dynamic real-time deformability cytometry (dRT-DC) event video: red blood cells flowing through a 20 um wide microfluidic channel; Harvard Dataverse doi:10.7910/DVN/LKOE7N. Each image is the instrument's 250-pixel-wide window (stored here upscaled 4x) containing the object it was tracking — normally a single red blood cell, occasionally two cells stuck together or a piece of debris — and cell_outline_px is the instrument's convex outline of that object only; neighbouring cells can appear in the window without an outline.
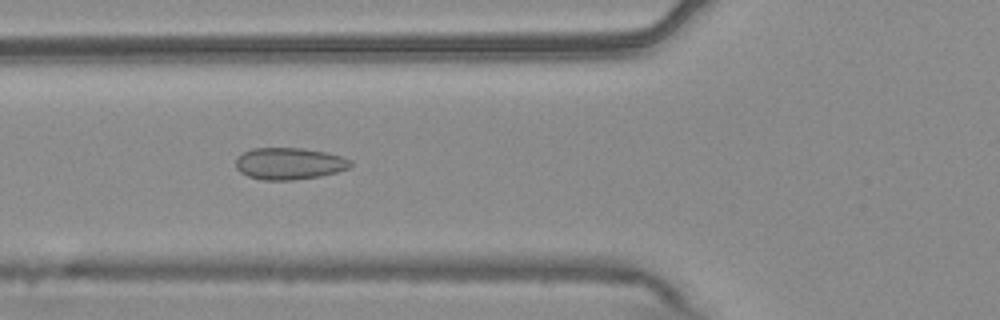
{"species": "common noctule bat (a hibernating species)", "species_latin": "Nyctalus noctula", "temperature_condition": "warm", "stored_images_in_passage": 54, "camera_frame_rate_fps": 3000, "um_per_image_px": 0.085, "animal": {"sex": "male", "body_mass_g": 20.4}, "frame": {"image": 1, "passage_image": 20, "time_ms": 6.333, "image_size_px": [1000, 320], "cell_outline_px": [[352, 164], [348, 168], [336, 172], [320, 176], [292, 180], [264, 180], [248, 176], [240, 172], [236, 168], [236, 160], [244, 152], [252, 148], [300, 148], [328, 152], [352, 160]], "centroid_in_image_um": [24.6, 13.9], "position_along_channel_um": 101.2, "area_um2": 21.21}}
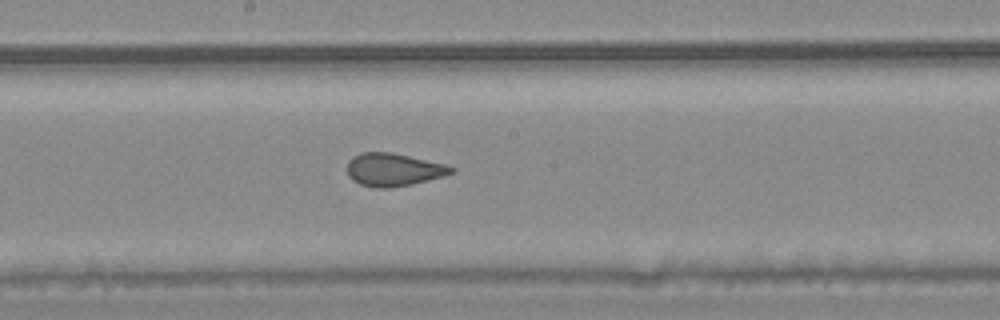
{"frame": {"image": 2, "passage_image": 29, "time_ms": 9.333, "image_size_px": [1000, 320], "cell_outline_px": [[456, 168], [452, 172], [444, 176], [412, 184], [388, 188], [376, 188], [360, 184], [352, 180], [348, 176], [348, 160], [352, 156], [360, 152], [392, 152], [444, 164]], "centroid_in_image_um": [33.41, 14.42], "position_along_channel_um": 214.8, "area_um2": 19.94}}
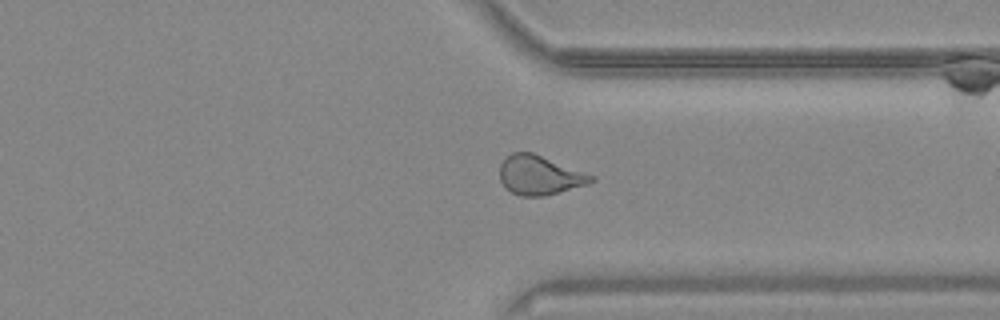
{"frame": {"image": 3, "passage_image": 41, "time_ms": 13.333, "image_size_px": [1000, 320], "cell_outline_px": [[596, 180], [588, 184], [544, 196], [520, 196], [504, 188], [500, 180], [500, 164], [512, 152], [532, 152], [596, 176]], "centroid_in_image_um": [45.87, 14.9], "position_along_channel_um": 365.5, "area_um2": 20.92}, "authors_computed_cell_mechanics": {"area_um2": 21.7328, "velocity_mm_per_s": 3.769, "shape_relaxation_time_tau1_ms": null, "shape_relaxation_time_tau2_ms": 0.968, "deformation_change_tau1": null, "deformation_change_tau2": 0.075}}